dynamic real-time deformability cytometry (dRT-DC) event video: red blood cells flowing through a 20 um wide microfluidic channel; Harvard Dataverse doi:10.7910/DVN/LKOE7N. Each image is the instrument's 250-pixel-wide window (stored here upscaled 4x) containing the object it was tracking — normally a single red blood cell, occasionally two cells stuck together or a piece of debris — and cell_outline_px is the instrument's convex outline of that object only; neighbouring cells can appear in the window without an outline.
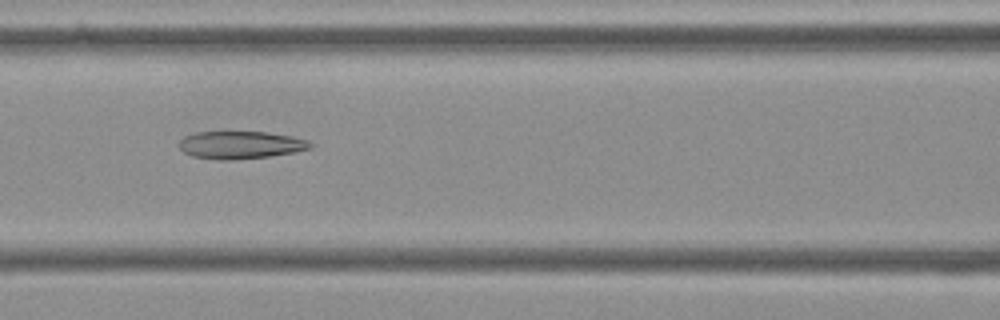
{"species": "Egyptian fruit bat (a non-hibernating species)", "species_latin": "Rousettus aegyptiacus", "temperature_condition": "cold", "stored_images_in_passage": 56, "camera_frame_rate_fps": 3000, "um_per_image_px": 0.085, "frame": {"image": 1, "passage_image": 24, "time_ms": 7.667, "image_size_px": [1000, 320], "cell_outline_px": [[316, 144], [312, 148], [296, 152], [268, 156], [228, 160], [220, 160], [192, 156], [184, 152], [180, 148], [180, 140], [184, 136], [196, 132], [264, 132], [292, 136], [308, 140]], "centroid_in_image_um": [20.49, 12.32], "position_along_channel_um": 146.1, "area_um2": 21.1}}
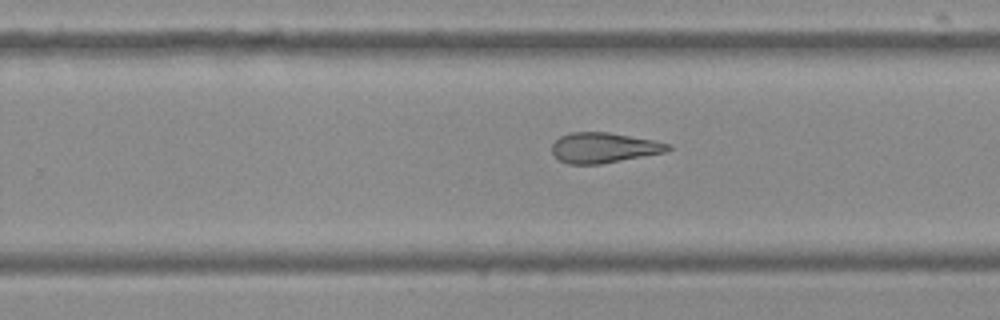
{"frame": {"image": 2, "passage_image": 35, "time_ms": 11.333, "image_size_px": [1000, 320], "cell_outline_px": [[672, 148], [664, 152], [600, 164], [568, 164], [560, 160], [552, 152], [552, 144], [560, 136], [568, 132], [608, 132], [652, 140], [672, 144]], "centroid_in_image_um": [51.3, 12.55], "position_along_channel_um": 278.5, "area_um2": 20.29}}
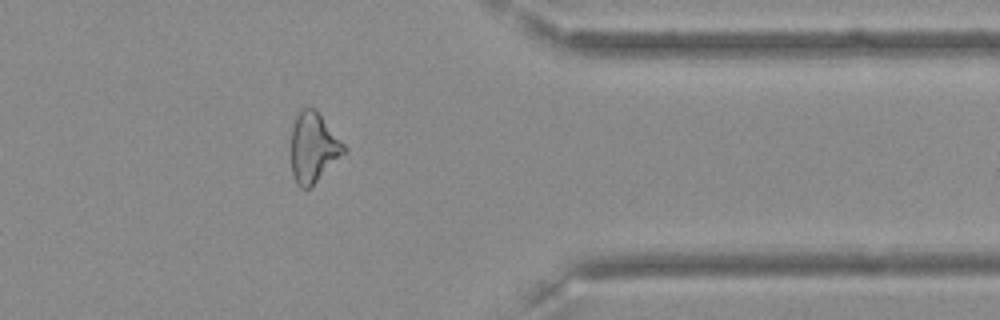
{"frame": {"image": 3, "passage_image": 45, "time_ms": 14.667, "image_size_px": [1000, 320], "cell_outline_px": [[348, 148], [308, 188], [300, 188], [296, 184], [292, 172], [292, 128], [296, 116], [300, 108], [316, 108]], "centroid_in_image_um": [26.62, 12.48], "position_along_channel_um": 384.8, "area_um2": 21.1}, "authors_computed_cell_mechanics": {"area_um2": 23.4379, "velocity_mm_per_s": 3.6175, "shape_relaxation_time_tau1_ms": null, "shape_relaxation_time_tau2_ms": 4.7091, "deformation_change_tau1": null, "deformation_change_tau2": 0.1676}}